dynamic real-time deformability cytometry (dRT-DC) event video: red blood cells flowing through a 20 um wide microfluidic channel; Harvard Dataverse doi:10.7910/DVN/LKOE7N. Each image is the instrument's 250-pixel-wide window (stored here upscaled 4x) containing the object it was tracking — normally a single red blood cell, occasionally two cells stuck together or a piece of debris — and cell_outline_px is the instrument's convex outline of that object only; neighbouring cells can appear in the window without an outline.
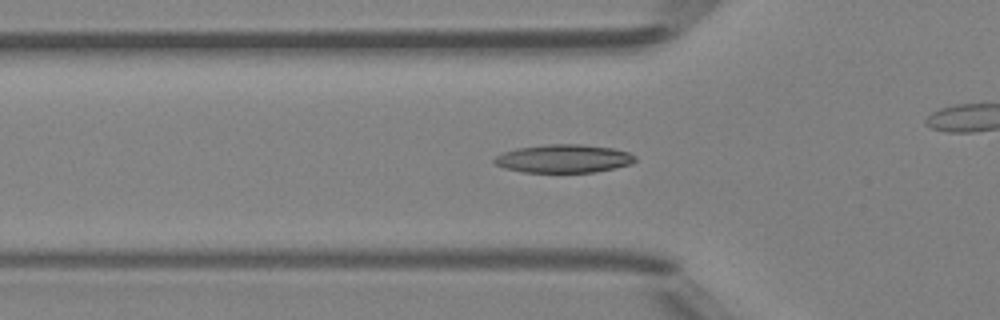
{"species": "Egyptian fruit bat (a non-hibernating species)", "species_latin": "Rousettus aegyptiacus", "temperature_condition": "room temperature", "stored_images_in_passage": 38, "camera_frame_rate_fps": 3000, "um_per_image_px": 0.085, "animal": {"sex": "female"}, "frame": {"image": 1, "passage_image": 5, "time_ms": 1.333, "image_size_px": [1000, 320], "cell_outline_px": [[636, 160], [632, 164], [616, 168], [596, 172], [524, 172], [504, 168], [496, 164], [492, 160], [496, 156], [504, 152], [516, 148], [548, 144], [580, 144], [612, 148], [628, 152], [636, 156]], "centroid_in_image_um": [47.93, 13.48], "position_along_channel_um": 77.9, "area_um2": 23.24}}
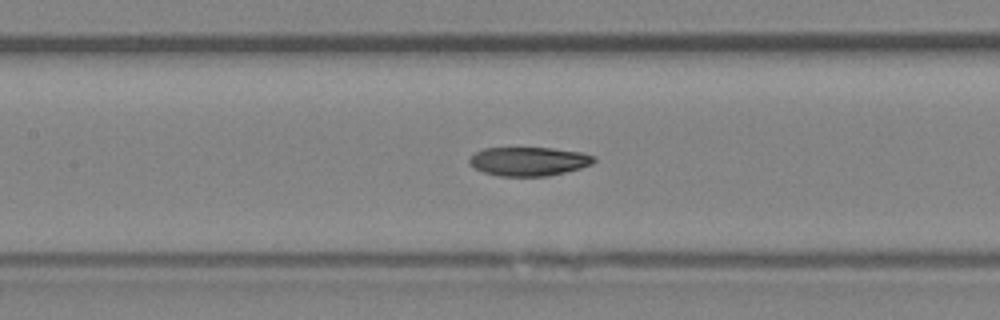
{"frame": {"image": 2, "passage_image": 11, "time_ms": 3.333, "image_size_px": [1000, 320], "cell_outline_px": [[596, 160], [592, 164], [580, 168], [548, 176], [500, 176], [484, 172], [476, 168], [468, 160], [476, 152], [484, 148], [552, 148], [580, 152], [596, 156]], "centroid_in_image_um": [44.98, 13.71], "position_along_channel_um": 162.4, "area_um2": 20.75}}
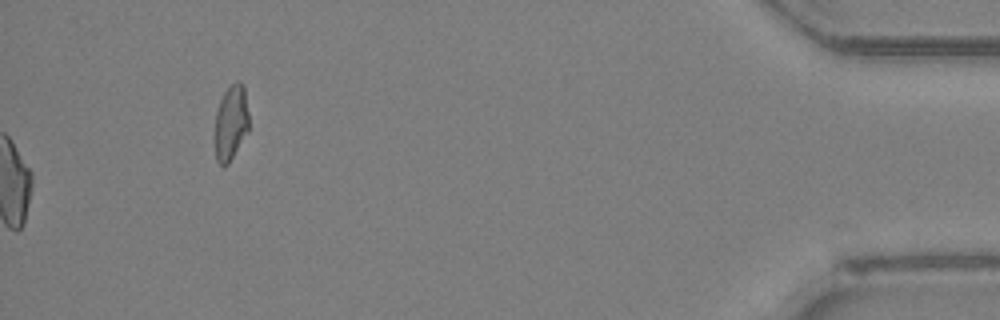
{"frame": {"image": 3, "passage_image": 38, "time_ms": 12.333, "image_size_px": [1000, 320], "cell_outline_px": [[248, 132], [228, 164], [220, 164], [216, 160], [216, 112], [220, 100], [224, 92], [236, 80], [240, 80], [244, 84], [248, 112]], "centroid_in_image_um": [19.65, 10.37], "position_along_channel_um": 415.5, "area_um2": 14.74}, "authors_computed_cell_mechanics": {"area_um2": 21.675, "velocity_mm_per_s": 4.2278, "shape_relaxation_time_tau1_ms": null, "shape_relaxation_time_tau2_ms": 3.526, "deformation_change_tau1": null, "deformation_change_tau2": 0.1002}}